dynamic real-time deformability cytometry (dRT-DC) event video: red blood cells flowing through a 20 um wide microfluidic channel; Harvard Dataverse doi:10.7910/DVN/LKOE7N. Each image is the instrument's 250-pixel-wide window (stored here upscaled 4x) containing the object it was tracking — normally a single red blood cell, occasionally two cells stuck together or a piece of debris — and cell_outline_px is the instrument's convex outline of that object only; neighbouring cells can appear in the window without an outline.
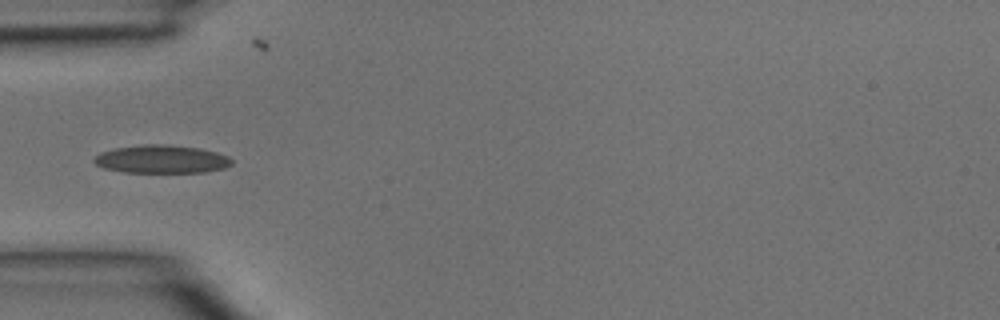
{"species": "common noctule bat (a hibernating species)", "species_latin": "Nyctalus noctula", "temperature_condition": "room temperature", "stored_images_in_passage": 4, "camera_frame_rate_fps": 3000, "um_per_image_px": 0.085, "animal": {"sex": "male", "body_mass_g": 15.6}, "frame": {"image": 1, "passage_image": 3, "time_ms": 0.667, "image_size_px": [1000, 320], "cell_outline_px": [[232, 164], [224, 168], [208, 172], [124, 172], [104, 168], [96, 164], [92, 160], [100, 152], [116, 148], [144, 144], [160, 144], [200, 148], [216, 152], [228, 156], [232, 160]], "centroid_in_image_um": [13.74, 13.53], "position_along_channel_um": 71.3, "area_um2": 22.48}}